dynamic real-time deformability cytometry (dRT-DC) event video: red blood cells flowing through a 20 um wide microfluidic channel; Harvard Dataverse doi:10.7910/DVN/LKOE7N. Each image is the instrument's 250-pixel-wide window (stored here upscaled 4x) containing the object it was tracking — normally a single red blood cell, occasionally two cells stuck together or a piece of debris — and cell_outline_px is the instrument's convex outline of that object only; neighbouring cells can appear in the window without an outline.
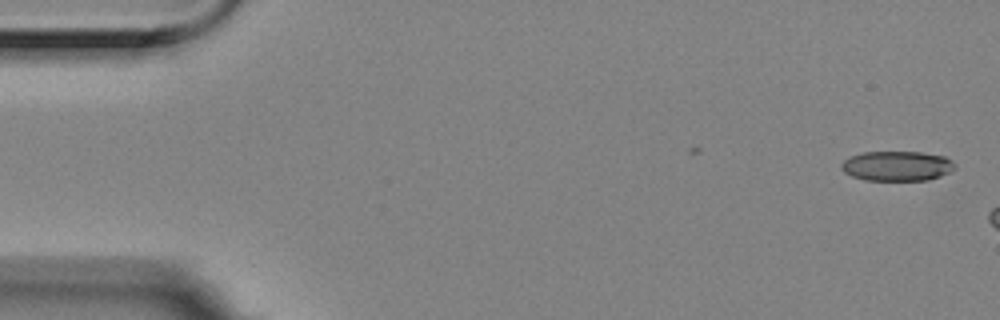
{"species": "Egyptian fruit bat (a non-hibernating species)", "species_latin": "Rousettus aegyptiacus", "temperature_condition": "room temperature", "stored_images_in_passage": 2, "camera_frame_rate_fps": 3000, "um_per_image_px": 0.085, "animal": {"sex": "female"}, "frame": {"image": 1, "passage_image": 2, "time_ms": 0.333, "image_size_px": [1000, 320], "cell_outline_px": [[956, 168], [940, 176], [928, 180], [864, 180], [852, 176], [844, 172], [840, 168], [840, 164], [848, 156], [864, 152], [920, 152], [944, 156], [952, 160], [956, 164]], "centroid_in_image_um": [76.23, 14.1], "position_along_channel_um": 8.8, "area_um2": 19.88}}